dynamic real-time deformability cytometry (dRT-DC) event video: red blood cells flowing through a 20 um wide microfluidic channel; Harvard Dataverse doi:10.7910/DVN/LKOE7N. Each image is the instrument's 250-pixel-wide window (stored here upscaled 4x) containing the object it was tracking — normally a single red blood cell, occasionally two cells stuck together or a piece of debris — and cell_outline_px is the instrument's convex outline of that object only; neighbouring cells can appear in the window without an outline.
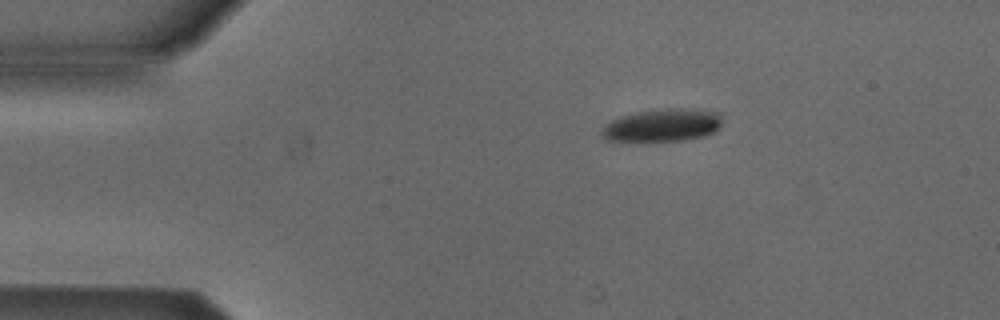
{"species": "Egyptian fruit bat (a non-hibernating species)", "species_latin": "Rousettus aegyptiacus", "temperature_condition": "cold", "stored_images_in_passage": 45, "camera_frame_rate_fps": 3000, "um_per_image_px": 0.085, "animal": {"sex": "male"}, "frame": {"image": 1, "passage_image": 2, "time_ms": 0.333, "image_size_px": [1000, 320], "cell_outline_px": [[720, 124], [712, 132], [704, 136], [684, 140], [608, 140], [600, 132], [612, 120], [620, 116], [636, 112], [664, 108], [680, 108], [720, 112]], "centroid_in_image_um": [56.32, 10.62], "position_along_channel_um": 28.7, "area_um2": 22.37}}
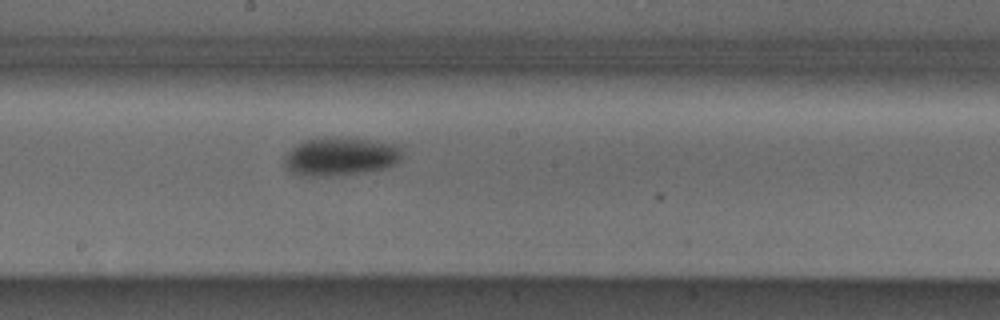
{"frame": {"image": 2, "passage_image": 21, "time_ms": 6.667, "image_size_px": [1000, 320], "cell_outline_px": [[400, 160], [396, 164], [384, 168], [364, 172], [332, 176], [300, 176], [292, 172], [284, 164], [284, 156], [292, 148], [304, 140], [368, 140], [400, 144]], "centroid_in_image_um": [28.95, 13.35], "position_along_channel_um": 219.3, "area_um2": 25.49}}
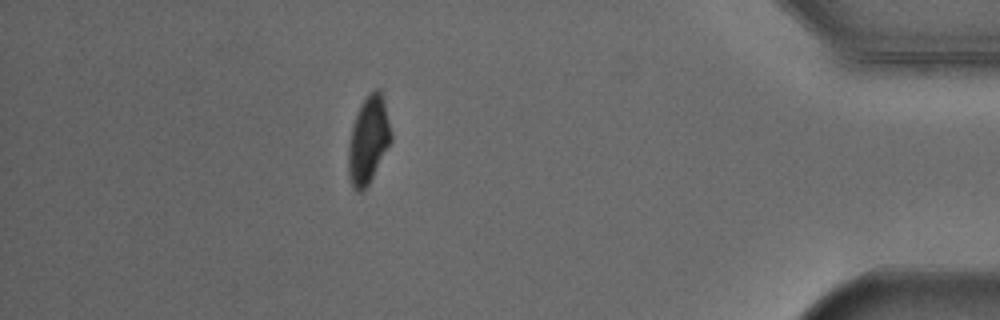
{"frame": {"image": 3, "passage_image": 39, "time_ms": 12.667, "image_size_px": [1000, 320], "cell_outline_px": [[392, 140], [368, 184], [360, 192], [356, 192], [352, 188], [348, 172], [348, 144], [352, 128], [360, 104], [368, 92], [376, 88], [380, 88], [384, 100], [392, 136]], "centroid_in_image_um": [31.3, 11.87], "position_along_channel_um": 403.9, "area_um2": 21.62}, "authors_computed_cell_mechanics": {"area_um2": 24.1026, "velocity_mm_per_s": 3.8859, "shape_relaxation_time_tau1_ms": 2.0886, "shape_relaxation_time_tau2_ms": null, "deformation_change_tau1": 0.0917, "deformation_change_tau2": null}}